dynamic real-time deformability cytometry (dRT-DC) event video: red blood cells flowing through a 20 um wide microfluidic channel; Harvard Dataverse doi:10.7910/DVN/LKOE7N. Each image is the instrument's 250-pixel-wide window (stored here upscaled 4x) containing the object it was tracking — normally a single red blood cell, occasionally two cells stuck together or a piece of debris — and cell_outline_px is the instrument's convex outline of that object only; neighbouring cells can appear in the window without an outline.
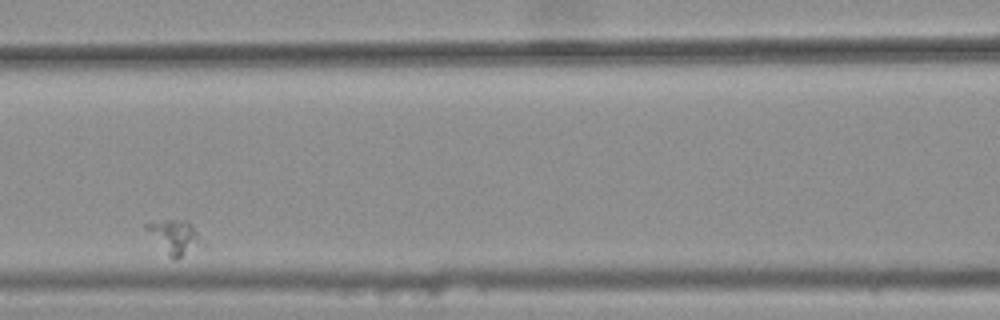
{"species": "common noctule bat (a hibernating species)", "species_latin": "Nyctalus noctula", "temperature_condition": "warm", "stored_images_in_passage": 6, "camera_frame_rate_fps": 3000, "um_per_image_px": 0.085, "animal": {"sex": "female", "body_mass_g": 25.1}, "frame": {"image": 1, "passage_image": 3, "time_ms": 0.667, "image_size_px": [1000, 320], "cell_outline_px": [[208, 248], [176, 260], [172, 260], [168, 256], [144, 228], [144, 224], [164, 220], [188, 220], [208, 244]], "centroid_in_image_um": [15.01, 20.22], "position_along_channel_um": 151.6, "area_um2": 11.91}}